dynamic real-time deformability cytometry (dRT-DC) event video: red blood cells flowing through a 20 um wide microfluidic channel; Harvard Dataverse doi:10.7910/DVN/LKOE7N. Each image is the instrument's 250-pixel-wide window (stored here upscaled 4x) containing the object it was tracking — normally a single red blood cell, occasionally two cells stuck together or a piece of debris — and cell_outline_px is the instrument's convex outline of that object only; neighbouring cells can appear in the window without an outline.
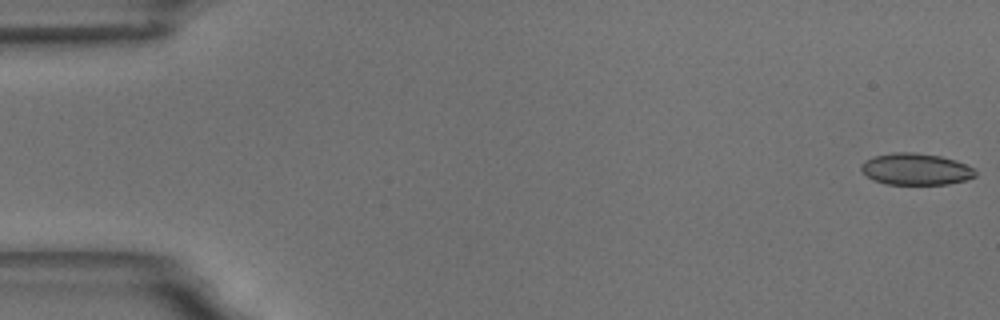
{"species": "common noctule bat (a hibernating species)", "species_latin": "Nyctalus noctula", "temperature_condition": "room temperature", "stored_images_in_passage": 54, "camera_frame_rate_fps": 3000, "um_per_image_px": 0.085, "animal": {"sex": "male", "body_mass_g": 18.8}, "frame": {"image": 1, "passage_image": 1, "time_ms": 0.0, "image_size_px": [1000, 320], "cell_outline_px": [[976, 176], [964, 180], [948, 184], [888, 184], [872, 180], [860, 168], [860, 164], [864, 160], [872, 156], [892, 152], [916, 152], [940, 156], [956, 160], [972, 168], [976, 172]], "centroid_in_image_um": [77.8, 14.36], "position_along_channel_um": 7.2, "area_um2": 21.1}}
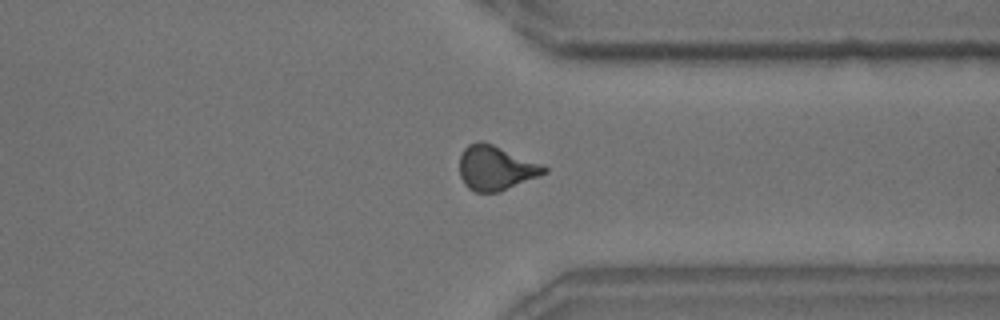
{"frame": {"image": 2, "passage_image": 44, "time_ms": 14.333, "image_size_px": [1000, 320], "cell_outline_px": [[548, 172], [500, 192], [476, 192], [468, 188], [464, 184], [460, 176], [460, 156], [464, 148], [468, 144], [476, 140], [484, 140], [540, 164], [548, 168]], "centroid_in_image_um": [42.1, 14.26], "position_along_channel_um": 369.3, "area_um2": 21.96}}
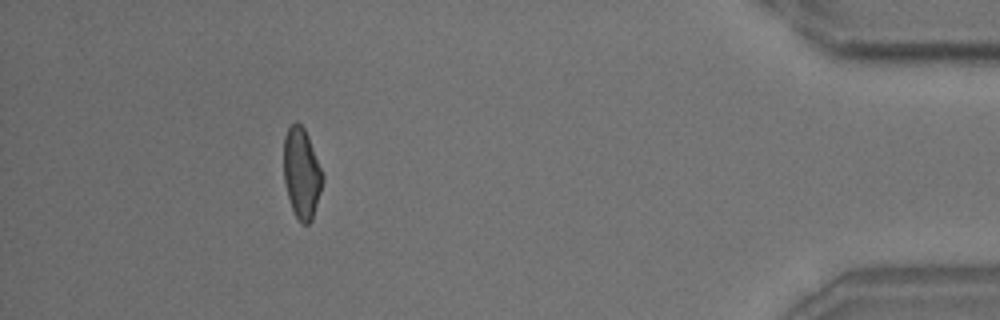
{"frame": {"image": 3, "passage_image": 52, "time_ms": 17.0, "image_size_px": [1000, 320], "cell_outline_px": [[324, 180], [312, 220], [308, 224], [300, 224], [292, 208], [288, 196], [284, 180], [284, 136], [288, 128], [296, 120], [304, 128], [308, 136], [324, 172]], "centroid_in_image_um": [25.66, 14.71], "position_along_channel_um": 409.5, "area_um2": 20.69}, "authors_computed_cell_mechanics": {"area_um2": 21.6172, "velocity_mm_per_s": 3.542, "shape_relaxation_time_tau1_ms": 7.6252, "shape_relaxation_time_tau2_ms": 1.7551, "deformation_change_tau1": 0.1527, "deformation_change_tau2": 0.0905}}